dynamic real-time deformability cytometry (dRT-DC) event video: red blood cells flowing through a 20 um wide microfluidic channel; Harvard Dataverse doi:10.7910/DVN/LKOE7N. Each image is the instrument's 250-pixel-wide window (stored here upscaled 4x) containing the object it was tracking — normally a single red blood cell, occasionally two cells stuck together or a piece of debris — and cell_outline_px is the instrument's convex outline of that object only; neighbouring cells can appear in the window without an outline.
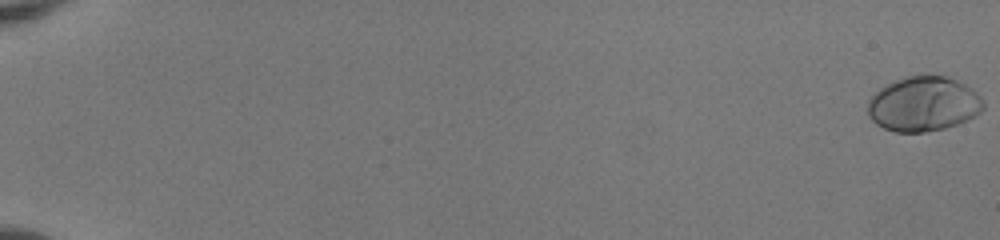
{"species": "human", "species_latin": "Homo sapiens", "temperature_condition": "room temperature", "stored_images_in_passage": 54, "camera_frame_rate_fps": 3000, "um_per_image_px": 0.085, "donor": {"sex": "female"}, "frame": {"image": 1, "passage_image": 1, "time_ms": 0.0, "image_size_px": [1000, 240], "cell_outline_px": [[984, 108], [980, 112], [968, 120], [944, 128], [924, 132], [896, 132], [884, 128], [876, 124], [868, 116], [868, 100], [880, 88], [896, 80], [908, 76], [944, 76], [956, 80], [964, 84], [976, 92], [980, 96], [984, 104]], "centroid_in_image_um": [78.49, 8.85], "position_along_channel_um": 6.5, "area_um2": 36.59}}
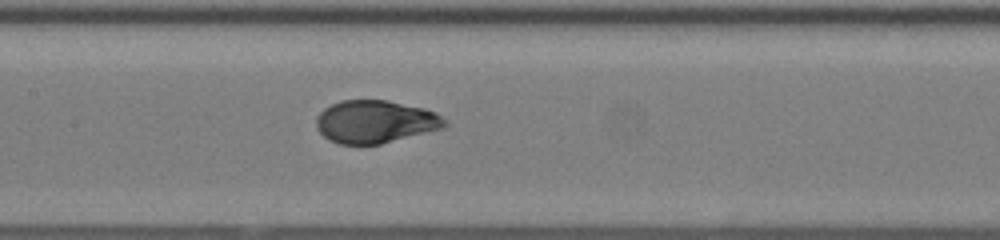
{"frame": {"image": 2, "passage_image": 30, "time_ms": 9.667, "image_size_px": [1000, 240], "cell_outline_px": [[448, 124], [444, 128], [380, 144], [340, 144], [328, 140], [316, 128], [316, 116], [324, 108], [340, 100], [388, 100], [424, 108], [436, 112], [448, 120]], "centroid_in_image_um": [31.91, 10.34], "position_along_channel_um": 175.5, "area_um2": 32.25}}
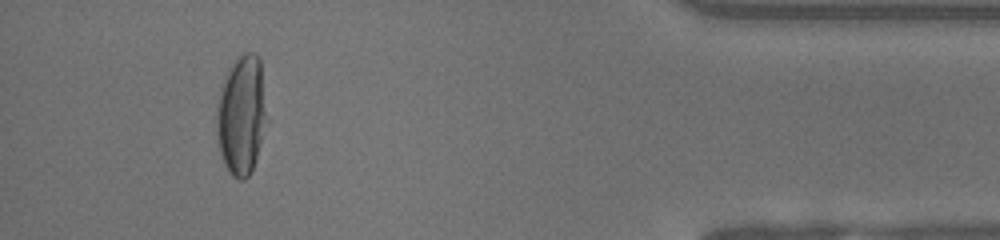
{"frame": {"image": 3, "passage_image": 51, "time_ms": 16.667, "image_size_px": [1000, 240], "cell_outline_px": [[264, 120], [260, 140], [256, 156], [252, 168], [248, 176], [244, 180], [240, 180], [232, 176], [228, 172], [224, 164], [220, 152], [216, 132], [216, 112], [220, 92], [224, 76], [236, 60], [244, 52], [256, 52], [260, 56], [264, 112]], "centroid_in_image_um": [20.47, 9.78], "position_along_channel_um": 414.7, "area_um2": 33.87}, "authors_computed_cell_mechanics": {"area_um2": 33.2928, "velocity_mm_per_s": 4.0408, "shape_relaxation_time_tau1_ms": 3.4924, "shape_relaxation_time_tau2_ms": null, "deformation_change_tau1": 0.2126, "deformation_change_tau2": null}}